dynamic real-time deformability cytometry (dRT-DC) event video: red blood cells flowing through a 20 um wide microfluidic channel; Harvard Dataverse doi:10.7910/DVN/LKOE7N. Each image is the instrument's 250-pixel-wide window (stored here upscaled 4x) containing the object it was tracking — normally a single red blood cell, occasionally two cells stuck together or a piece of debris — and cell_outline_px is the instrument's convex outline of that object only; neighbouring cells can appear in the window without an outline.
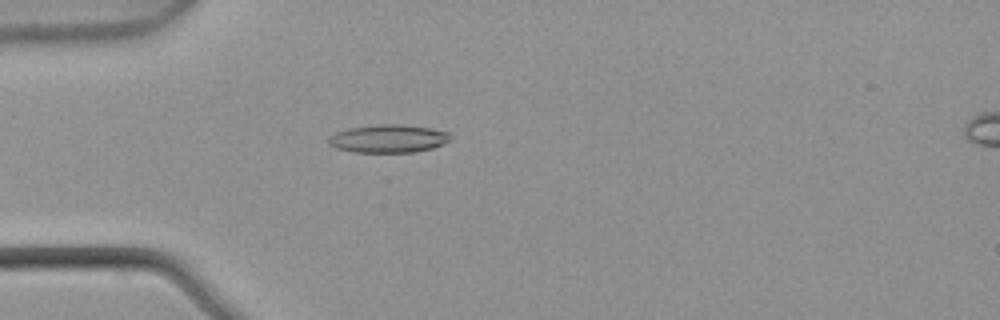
{"species": "common noctule bat (a hibernating species)", "species_latin": "Nyctalus noctula", "temperature_condition": "warm", "stored_images_in_passage": 6, "camera_frame_rate_fps": 3000, "um_per_image_px": 0.085, "animal": {"sex": "male", "body_mass_g": 21.5, "forearm_length_mm": 52.0}, "frame": {"image": 1, "passage_image": 6, "time_ms": 1.667, "image_size_px": [1000, 320], "cell_outline_px": [[452, 136], [444, 144], [432, 148], [416, 152], [352, 152], [336, 148], [328, 144], [328, 136], [336, 132], [352, 128], [380, 124], [400, 124], [428, 128], [448, 132]], "centroid_in_image_um": [32.99, 11.79], "position_along_channel_um": 52.0, "area_um2": 19.83}}